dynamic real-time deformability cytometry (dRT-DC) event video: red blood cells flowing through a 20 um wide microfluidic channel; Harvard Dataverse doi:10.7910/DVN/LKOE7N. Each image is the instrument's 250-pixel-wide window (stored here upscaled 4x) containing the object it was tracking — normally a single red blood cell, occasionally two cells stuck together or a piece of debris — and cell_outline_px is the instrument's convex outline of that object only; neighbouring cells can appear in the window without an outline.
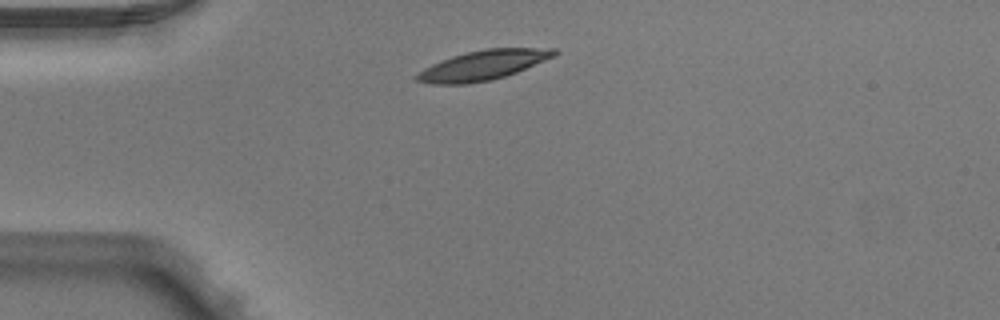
{"species": "Egyptian fruit bat (a non-hibernating species)", "species_latin": "Rousettus aegyptiacus", "temperature_condition": "warm", "stored_images_in_passage": 2, "camera_frame_rate_fps": 3000, "um_per_image_px": 0.085, "animal": {"sex": "male"}, "frame": {"image": 1, "passage_image": 1, "time_ms": 0.0, "image_size_px": [1000, 320], "cell_outline_px": [[560, 52], [556, 56], [516, 72], [492, 80], [468, 84], [432, 84], [416, 80], [416, 76], [424, 68], [432, 64], [452, 56], [484, 48], [556, 48]], "centroid_in_image_um": [41.11, 5.53], "position_along_channel_um": 43.9, "area_um2": 23.7}}